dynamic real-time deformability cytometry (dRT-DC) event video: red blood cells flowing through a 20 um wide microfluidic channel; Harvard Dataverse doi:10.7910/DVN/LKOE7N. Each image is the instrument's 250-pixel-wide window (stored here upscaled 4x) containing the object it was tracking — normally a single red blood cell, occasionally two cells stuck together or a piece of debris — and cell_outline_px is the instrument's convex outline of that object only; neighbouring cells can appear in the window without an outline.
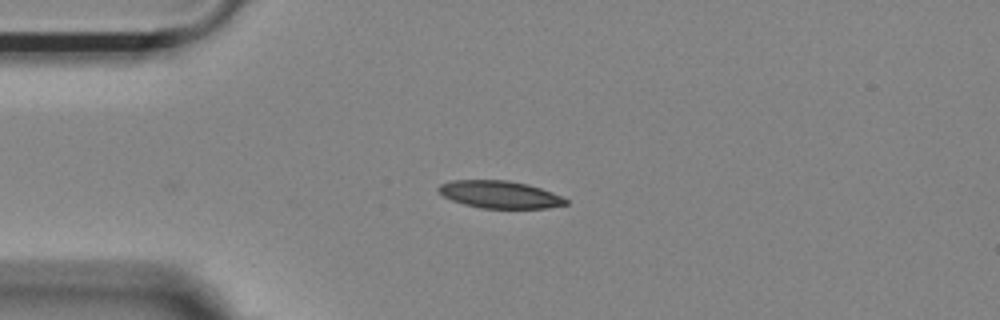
{"species": "Egyptian fruit bat (a non-hibernating species)", "species_latin": "Rousettus aegyptiacus", "temperature_condition": "room temperature", "stored_images_in_passage": 3, "camera_frame_rate_fps": 3000, "um_per_image_px": 0.085, "animal": {"sex": "female"}, "frame": {"image": 1, "passage_image": 1, "time_ms": 0.0, "image_size_px": [1000, 320], "cell_outline_px": [[568, 204], [548, 208], [480, 208], [464, 204], [452, 200], [444, 196], [436, 188], [440, 184], [452, 180], [508, 180], [528, 184], [552, 192], [568, 200]], "centroid_in_image_um": [42.48, 16.53], "position_along_channel_um": 42.5, "area_um2": 20.29}}